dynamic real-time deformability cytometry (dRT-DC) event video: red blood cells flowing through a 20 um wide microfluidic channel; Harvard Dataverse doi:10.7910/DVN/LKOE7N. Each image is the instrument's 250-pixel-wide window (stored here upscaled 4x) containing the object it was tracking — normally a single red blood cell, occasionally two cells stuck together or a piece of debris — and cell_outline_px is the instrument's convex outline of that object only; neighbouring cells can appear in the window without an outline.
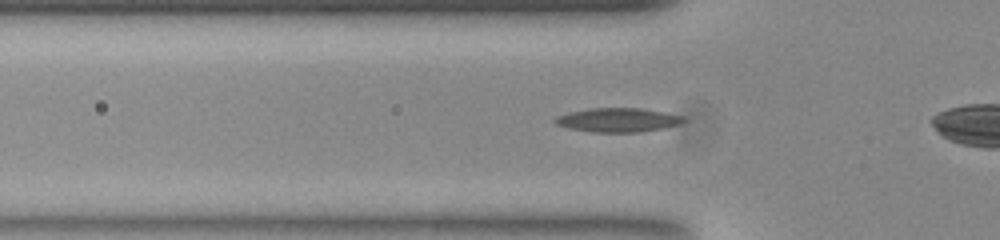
{"species": "common noctule bat (a hibernating species)", "species_latin": "Nyctalus noctula", "temperature_condition": "room temperature", "stored_images_in_passage": 31, "camera_frame_rate_fps": 3000, "um_per_image_px": 0.085, "animal": {"sex": "female", "body_mass_g": 23.0, "forearm_length_mm": 53.4}, "frame": {"image": 1, "passage_image": 6, "time_ms": 1.667, "image_size_px": [1000, 240], "cell_outline_px": [[688, 120], [680, 124], [664, 128], [640, 132], [592, 132], [568, 128], [556, 124], [552, 120], [556, 116], [568, 112], [588, 108], [640, 108], [664, 112], [684, 116]], "centroid_in_image_um": [52.52, 10.19], "position_along_channel_um": 73.3, "area_um2": 18.21}}
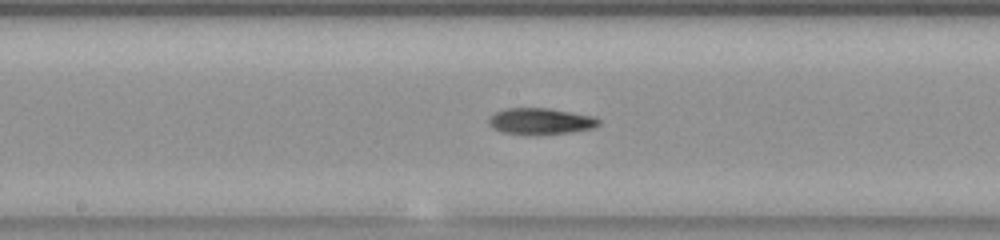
{"frame": {"image": 2, "passage_image": 16, "time_ms": 5.0, "image_size_px": [1000, 240], "cell_outline_px": [[600, 124], [592, 128], [568, 132], [528, 136], [500, 132], [492, 128], [488, 124], [488, 120], [496, 112], [508, 108], [548, 108], [596, 116], [600, 120]], "centroid_in_image_um": [45.93, 10.32], "position_along_channel_um": 202.3, "area_um2": 17.11}}
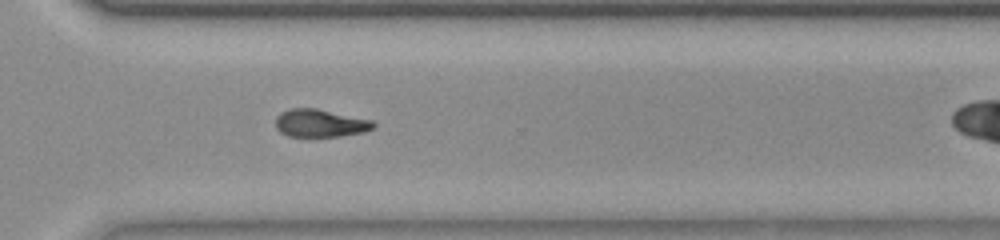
{"frame": {"image": 3, "passage_image": 27, "time_ms": 8.667, "image_size_px": [1000, 240], "cell_outline_px": [[376, 128], [364, 132], [340, 136], [288, 136], [280, 132], [276, 128], [276, 116], [280, 112], [288, 108], [316, 108], [372, 120], [376, 124]], "centroid_in_image_um": [27.22, 10.46], "position_along_channel_um": 343.4, "area_um2": 15.95}}